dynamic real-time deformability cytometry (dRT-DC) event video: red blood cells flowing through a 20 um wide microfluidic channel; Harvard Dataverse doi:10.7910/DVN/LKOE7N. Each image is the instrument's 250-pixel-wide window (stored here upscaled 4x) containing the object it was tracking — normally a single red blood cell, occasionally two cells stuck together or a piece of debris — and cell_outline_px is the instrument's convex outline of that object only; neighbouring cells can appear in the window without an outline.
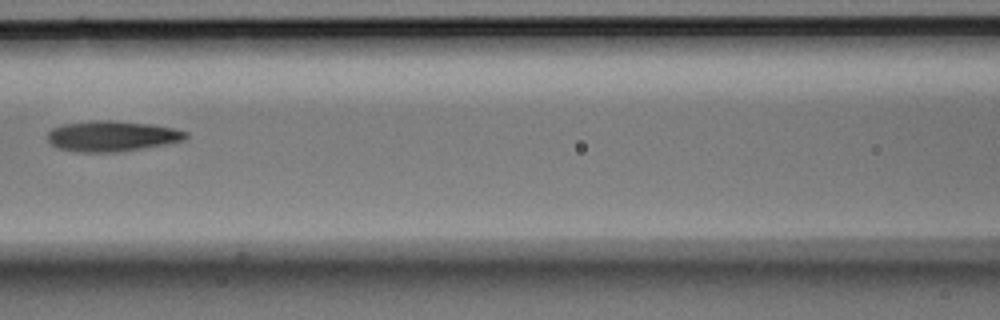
{"species": "Egyptian fruit bat (a non-hibernating species)", "species_latin": "Rousettus aegyptiacus", "temperature_condition": "room temperature", "stored_images_in_passage": 7, "camera_frame_rate_fps": 3000, "um_per_image_px": 0.085, "animal": {"sex": "male"}, "frame": {"image": 1, "passage_image": 7, "time_ms": 2.0, "image_size_px": [1000, 320], "cell_outline_px": [[188, 136], [184, 140], [168, 144], [120, 152], [76, 152], [60, 148], [52, 144], [48, 140], [48, 132], [52, 128], [64, 124], [92, 120], [112, 120], [152, 124], [172, 128], [188, 132]], "centroid_in_image_um": [9.54, 11.57], "position_along_channel_um": 157.1, "area_um2": 24.74}}